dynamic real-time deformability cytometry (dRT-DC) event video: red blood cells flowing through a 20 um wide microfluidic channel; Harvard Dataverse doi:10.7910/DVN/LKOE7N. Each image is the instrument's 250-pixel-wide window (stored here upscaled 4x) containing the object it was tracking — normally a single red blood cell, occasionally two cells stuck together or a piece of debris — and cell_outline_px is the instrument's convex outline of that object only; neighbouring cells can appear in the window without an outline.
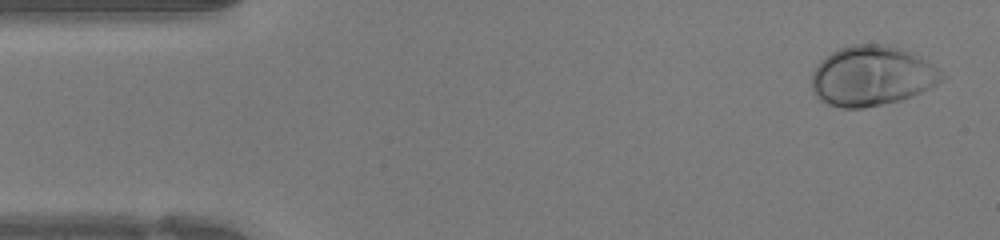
{"species": "human", "species_latin": "Homo sapiens", "temperature_condition": "warm", "stored_images_in_passage": 41, "camera_frame_rate_fps": 3000, "um_per_image_px": 0.085, "donor": {"sex": "female"}, "frame": {"image": 1, "passage_image": 2, "time_ms": 0.333, "image_size_px": [1000, 240], "cell_outline_px": [[944, 76], [940, 80], [928, 88], [920, 92], [900, 100], [860, 108], [844, 108], [828, 104], [816, 96], [812, 88], [812, 72], [832, 52], [840, 48], [852, 44], [884, 44], [896, 48], [936, 68]], "centroid_in_image_um": [74.02, 6.47], "position_along_channel_um": 11.0, "area_um2": 43.81}}
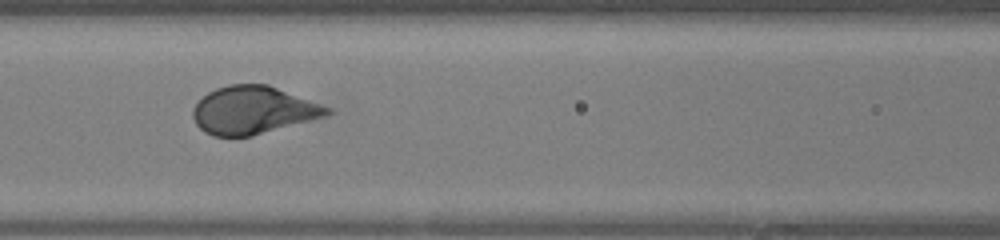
{"frame": {"image": 2, "passage_image": 17, "time_ms": 5.333, "image_size_px": [1000, 240], "cell_outline_px": [[336, 112], [328, 116], [252, 136], [212, 136], [204, 132], [196, 124], [192, 116], [192, 108], [208, 92], [216, 88], [228, 84], [268, 84], [332, 108]], "centroid_in_image_um": [21.55, 9.37], "position_along_channel_um": 145.1, "area_um2": 37.63}}
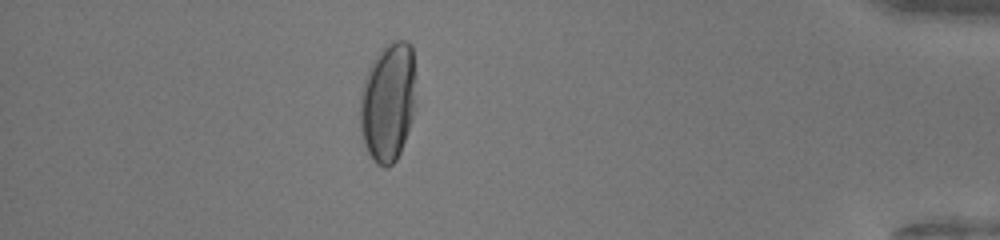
{"frame": {"image": 3, "passage_image": 36, "time_ms": 11.667, "image_size_px": [1000, 240], "cell_outline_px": [[412, 120], [400, 152], [396, 160], [388, 168], [384, 168], [376, 164], [372, 160], [360, 136], [360, 92], [364, 80], [372, 60], [380, 48], [392, 40], [404, 40], [412, 44]], "centroid_in_image_um": [32.91, 8.71], "position_along_channel_um": 402.3, "area_um2": 38.38}}